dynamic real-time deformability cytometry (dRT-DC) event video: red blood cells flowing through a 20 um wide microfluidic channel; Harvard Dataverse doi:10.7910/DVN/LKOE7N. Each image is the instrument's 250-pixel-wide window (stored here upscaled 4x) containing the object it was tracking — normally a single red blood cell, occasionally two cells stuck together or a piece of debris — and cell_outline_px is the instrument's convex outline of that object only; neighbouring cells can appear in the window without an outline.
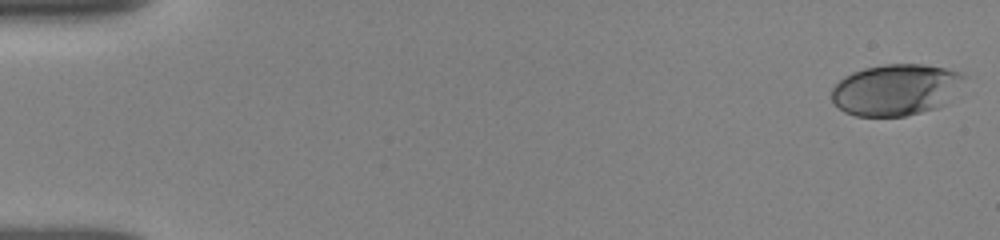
{"species": "human", "species_latin": "Homo sapiens", "temperature_condition": "room temperature", "stored_images_in_passage": 25, "camera_frame_rate_fps": 3000, "um_per_image_px": 0.085, "donor": {"sex": "female"}, "frame": {"image": 1, "passage_image": 1, "time_ms": 0.0, "image_size_px": [1000, 240], "cell_outline_px": [[968, 76], [944, 104], [936, 108], [904, 116], [856, 116], [844, 112], [832, 100], [832, 88], [844, 76], [852, 72], [864, 68], [884, 64], [924, 64], [964, 72]], "centroid_in_image_um": [76.15, 7.61], "position_along_channel_um": 8.9, "area_um2": 39.65}}